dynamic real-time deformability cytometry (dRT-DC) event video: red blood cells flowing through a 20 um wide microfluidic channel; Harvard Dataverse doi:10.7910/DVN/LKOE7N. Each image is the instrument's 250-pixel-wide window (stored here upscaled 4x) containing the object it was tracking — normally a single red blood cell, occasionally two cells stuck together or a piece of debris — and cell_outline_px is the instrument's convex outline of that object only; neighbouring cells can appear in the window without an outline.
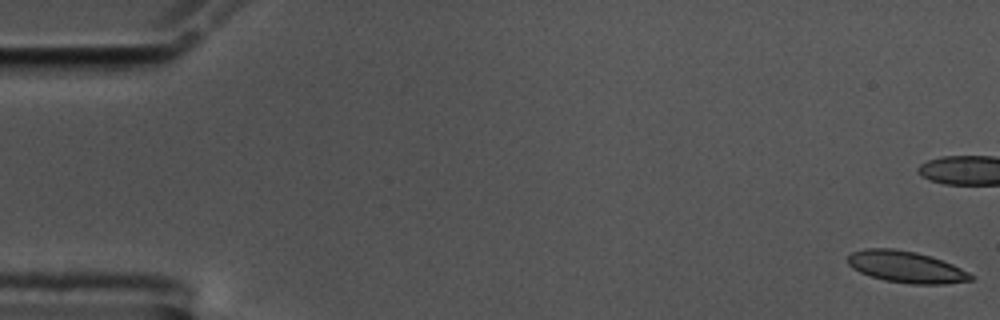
{"species": "common noctule bat (a hibernating species)", "species_latin": "Nyctalus noctula", "temperature_condition": "cold", "stored_images_in_passage": 59, "camera_frame_rate_fps": 3000, "um_per_image_px": 0.085, "animal": {"sex": "male", "body_mass_g": 17.5, "forearm_length_mm": 52.3}, "frame": {"image": 1, "passage_image": 1, "time_ms": 0.0, "image_size_px": [1000, 320], "cell_outline_px": [[972, 280], [944, 284], [912, 284], [884, 280], [860, 272], [852, 268], [848, 264], [848, 256], [852, 252], [864, 248], [892, 248], [916, 252], [952, 264], [968, 272], [972, 276]], "centroid_in_image_um": [76.98, 22.68], "position_along_channel_um": 8.0, "area_um2": 22.37}, "authors_computed_cell_mechanics": {"area_um2": 23.0622, "velocity_mm_per_s": 3.4408, "shape_relaxation_time_tau1_ms": null, "shape_relaxation_time_tau2_ms": 1.7668, "deformation_change_tau1": null, "deformation_change_tau2": 0.0832}}